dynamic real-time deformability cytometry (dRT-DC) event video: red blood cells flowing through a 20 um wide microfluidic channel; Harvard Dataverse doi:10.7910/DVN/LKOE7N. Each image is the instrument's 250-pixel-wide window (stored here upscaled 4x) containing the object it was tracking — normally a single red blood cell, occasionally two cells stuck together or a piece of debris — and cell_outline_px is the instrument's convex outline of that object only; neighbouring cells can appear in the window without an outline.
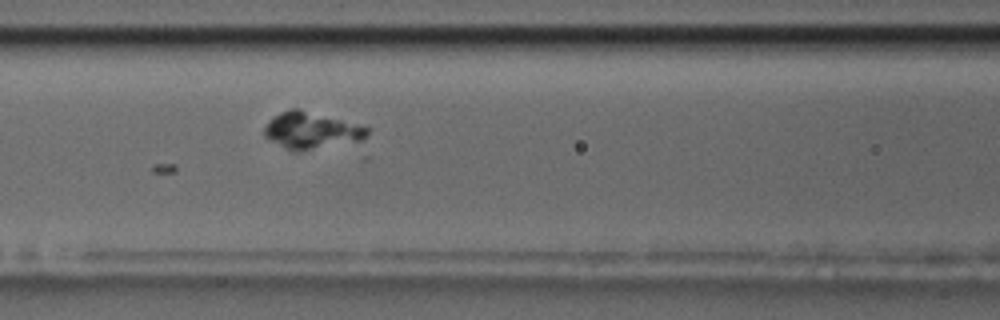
{"species": "common noctule bat (a hibernating species)", "species_latin": "Nyctalus noctula", "temperature_condition": "room temperature", "stored_images_in_passage": 7, "camera_frame_rate_fps": 3000, "um_per_image_px": 0.085, "animal": {"sex": "male", "body_mass_g": 17.5, "forearm_length_mm": 52.3}, "frame": {"image": 1, "passage_image": 7, "time_ms": 7.667, "image_size_px": [1000, 320], "cell_outline_px": [[368, 136], [360, 144], [300, 152], [296, 152], [284, 148], [264, 136], [264, 128], [280, 112], [292, 108], [296, 108], [356, 124], [368, 128]], "centroid_in_image_um": [26.56, 11.17], "position_along_channel_um": 140.0, "area_um2": 22.43}}